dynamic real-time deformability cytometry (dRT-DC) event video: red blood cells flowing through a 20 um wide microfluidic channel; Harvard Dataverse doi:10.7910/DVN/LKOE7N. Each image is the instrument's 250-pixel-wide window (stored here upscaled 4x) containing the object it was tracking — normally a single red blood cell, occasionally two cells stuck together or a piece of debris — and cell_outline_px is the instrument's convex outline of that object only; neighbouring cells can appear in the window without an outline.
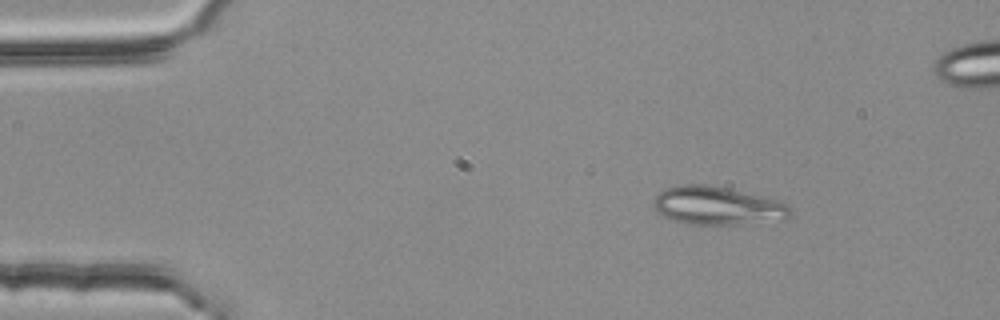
{"species": "common noctule bat (a hibernating species)", "species_latin": "Nyctalus noctula", "temperature_condition": "room temperature", "stored_images_in_passage": 3, "camera_frame_rate_fps": 3000, "um_per_image_px": 0.085, "animal": {"sex": "female", "body_mass_g": 25.1}, "frame": {"image": 1, "passage_image": 1, "time_ms": 0.0, "image_size_px": [1000, 320], "cell_outline_px": [[792, 216], [788, 220], [740, 224], [684, 224], [664, 216], [652, 204], [652, 200], [664, 188], [684, 184], [704, 184], [728, 188], [776, 200], [792, 208]], "centroid_in_image_um": [61.0, 17.5], "position_along_channel_um": 24.0, "area_um2": 30.52}}